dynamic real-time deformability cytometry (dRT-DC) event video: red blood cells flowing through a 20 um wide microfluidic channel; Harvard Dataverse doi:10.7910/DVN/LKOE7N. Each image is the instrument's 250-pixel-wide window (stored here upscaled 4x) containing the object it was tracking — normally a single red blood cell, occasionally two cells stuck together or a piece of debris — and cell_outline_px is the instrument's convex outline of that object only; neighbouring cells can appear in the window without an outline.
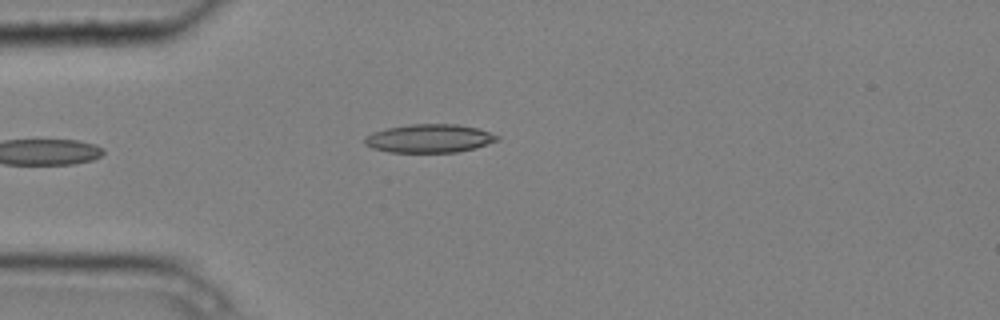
{"species": "common noctule bat (a hibernating species)", "species_latin": "Nyctalus noctula", "temperature_condition": "cold", "stored_images_in_passage": 6, "camera_frame_rate_fps": 3000, "um_per_image_px": 0.085, "animal": {"sex": "male", "body_mass_g": 20.4}, "frame": {"image": 1, "passage_image": 6, "time_ms": 1.667, "image_size_px": [1000, 320], "cell_outline_px": [[500, 140], [476, 148], [456, 152], [388, 152], [372, 148], [364, 144], [364, 136], [372, 132], [384, 128], [408, 124], [456, 124], [480, 128], [500, 136]], "centroid_in_image_um": [36.49, 11.76], "position_along_channel_um": 48.5, "area_um2": 22.31}}